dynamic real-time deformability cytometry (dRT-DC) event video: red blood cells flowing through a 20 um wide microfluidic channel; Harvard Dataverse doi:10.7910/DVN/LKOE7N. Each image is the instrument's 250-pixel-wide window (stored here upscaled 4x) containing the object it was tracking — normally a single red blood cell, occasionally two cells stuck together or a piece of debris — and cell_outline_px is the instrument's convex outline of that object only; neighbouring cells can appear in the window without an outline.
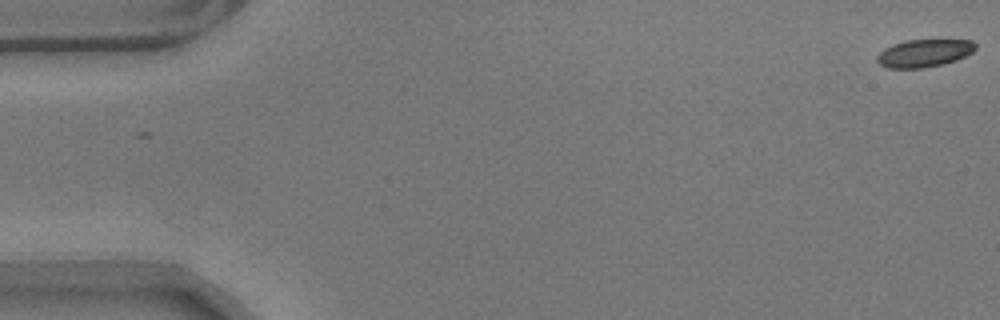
{"species": "common noctule bat (a hibernating species)", "species_latin": "Nyctalus noctula", "temperature_condition": "warm", "stored_images_in_passage": 12, "camera_frame_rate_fps": 3000, "um_per_image_px": 0.085, "animal": {"sex": "male", "body_mass_g": 17.9}, "frame": {"image": 1, "passage_image": 1, "time_ms": 0.0, "image_size_px": [1000, 320], "cell_outline_px": [[976, 48], [972, 52], [956, 60], [944, 64], [924, 68], [884, 68], [876, 60], [876, 56], [884, 48], [892, 44], [904, 40], [972, 40], [976, 44]], "centroid_in_image_um": [78.52, 4.52], "position_along_channel_um": 6.5, "area_um2": 16.01}}